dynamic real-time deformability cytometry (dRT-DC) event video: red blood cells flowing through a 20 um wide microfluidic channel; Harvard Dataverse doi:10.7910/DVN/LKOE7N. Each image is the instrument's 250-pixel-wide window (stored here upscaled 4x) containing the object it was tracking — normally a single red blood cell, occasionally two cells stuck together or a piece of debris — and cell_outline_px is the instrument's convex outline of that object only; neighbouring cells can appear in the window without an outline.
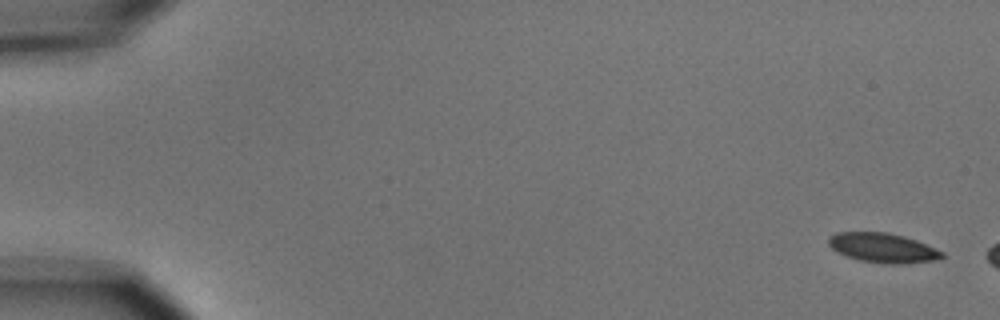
{"species": "common noctule bat (a hibernating species)", "species_latin": "Nyctalus noctula", "temperature_condition": "cold", "stored_images_in_passage": 6, "segment_of_instrument_passage": [2, 2], "camera_frame_rate_fps": 3000, "um_per_image_px": 0.085, "animal": {"sex": "male", "body_mass_g": 15.6}, "frame": {"image": 1, "passage_image": 6, "time_ms": 6.667, "image_size_px": [1000, 320], "cell_outline_px": [[944, 256], [936, 260], [904, 264], [884, 264], [860, 260], [836, 252], [828, 244], [828, 236], [836, 232], [888, 232], [904, 236], [916, 240], [944, 252]], "centroid_in_image_um": [75.03, 21.06], "position_along_channel_um": 10.0, "area_um2": 19.65}}